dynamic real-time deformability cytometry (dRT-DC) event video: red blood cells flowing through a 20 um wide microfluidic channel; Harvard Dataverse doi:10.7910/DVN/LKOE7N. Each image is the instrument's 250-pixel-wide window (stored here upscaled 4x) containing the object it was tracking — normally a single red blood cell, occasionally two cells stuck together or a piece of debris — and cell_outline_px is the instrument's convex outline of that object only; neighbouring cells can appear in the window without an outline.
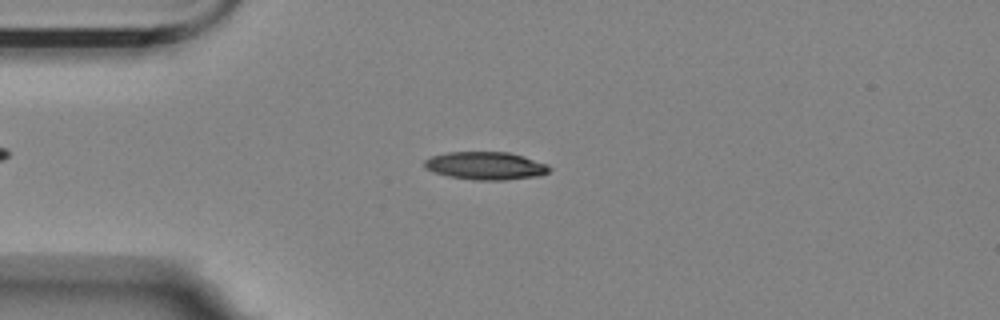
{"species": "Egyptian fruit bat (a non-hibernating species)", "species_latin": "Rousettus aegyptiacus", "temperature_condition": "room temperature", "stored_images_in_passage": 56, "camera_frame_rate_fps": 3000, "um_per_image_px": 0.085, "animal": {"sex": "female"}, "frame": {"image": 1, "passage_image": 14, "time_ms": 4.333, "image_size_px": [1000, 320], "cell_outline_px": [[552, 168], [548, 172], [540, 176], [504, 180], [472, 180], [448, 176], [424, 168], [424, 160], [432, 156], [444, 152], [508, 152], [524, 156], [548, 164]], "centroid_in_image_um": [41.3, 14.09], "position_along_channel_um": 43.7, "area_um2": 20.46}}
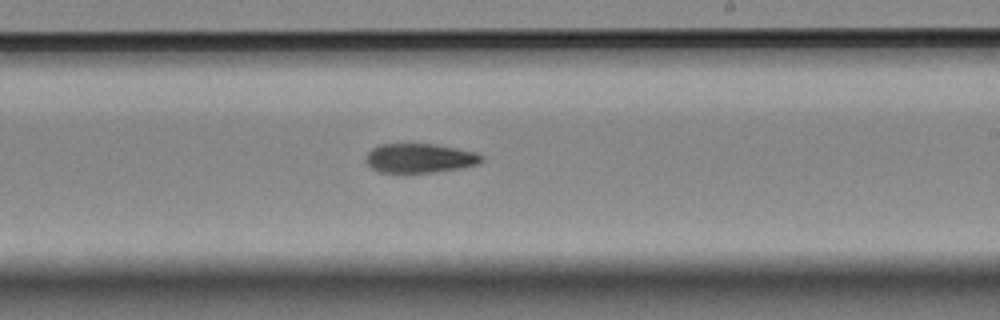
{"frame": {"image": 2, "passage_image": 33, "time_ms": 10.667, "image_size_px": [1000, 320], "cell_outline_px": [[484, 160], [476, 164], [460, 168], [436, 172], [380, 172], [372, 168], [364, 160], [368, 152], [372, 148], [380, 144], [432, 144], [456, 148], [476, 152], [484, 156]], "centroid_in_image_um": [35.67, 13.44], "position_along_channel_um": 253.3, "area_um2": 19.65}}
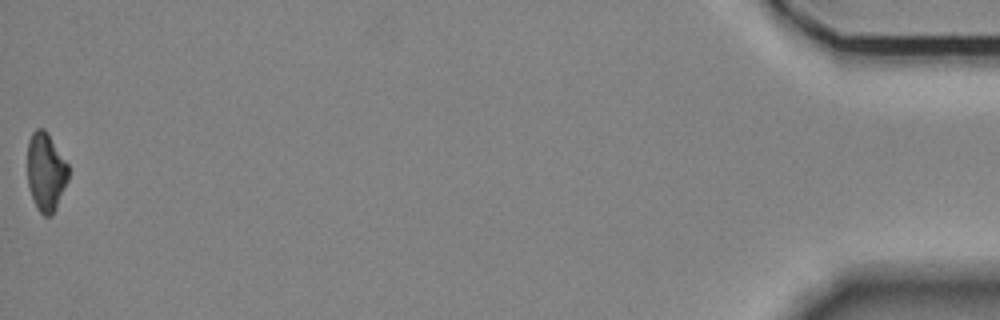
{"frame": {"image": 3, "passage_image": 56, "time_ms": 18.333, "image_size_px": [1000, 320], "cell_outline_px": [[68, 180], [56, 208], [52, 216], [44, 216], [36, 208], [28, 184], [28, 140], [32, 132], [36, 128], [44, 128], [48, 132], [68, 164]], "centroid_in_image_um": [3.9, 14.59], "position_along_channel_um": 431.3, "area_um2": 18.79}, "authors_computed_cell_mechanics": {"area_um2": 20.1144, "velocity_mm_per_s": 3.5826, "shape_relaxation_time_tau1_ms": 5.0127, "shape_relaxation_time_tau2_ms": null, "deformation_change_tau1": 0.1637, "deformation_change_tau2": null}}